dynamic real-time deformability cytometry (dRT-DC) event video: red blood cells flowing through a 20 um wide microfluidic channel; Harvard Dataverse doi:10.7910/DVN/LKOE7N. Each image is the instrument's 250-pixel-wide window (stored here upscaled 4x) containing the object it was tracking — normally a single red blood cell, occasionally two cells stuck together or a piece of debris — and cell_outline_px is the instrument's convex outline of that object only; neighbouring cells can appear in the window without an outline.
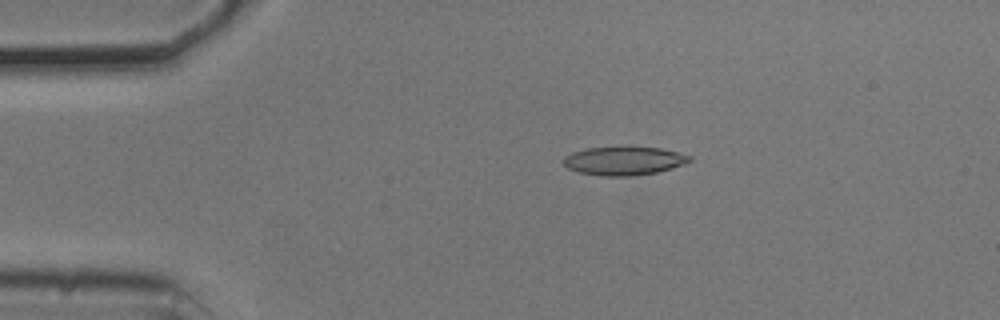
{"species": "common noctule bat (a hibernating species)", "species_latin": "Nyctalus noctula", "temperature_condition": "cold", "stored_images_in_passage": 33, "camera_frame_rate_fps": 3000, "um_per_image_px": 0.085, "animal": {"sex": "male", "body_mass_g": 20.5, "forearm_length_mm": 52.5}, "frame": {"image": 1, "passage_image": 8, "time_ms": 2.333, "image_size_px": [1000, 320], "cell_outline_px": [[692, 160], [684, 164], [672, 168], [656, 172], [632, 176], [600, 176], [580, 172], [568, 168], [564, 164], [564, 156], [572, 152], [588, 148], [632, 144], [660, 148], [692, 156]], "centroid_in_image_um": [53.05, 13.63], "position_along_channel_um": 32.0, "area_um2": 21.62}}
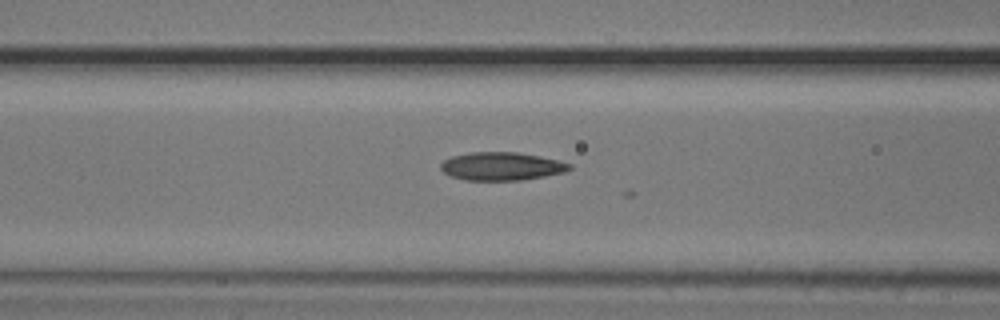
{"frame": {"image": 2, "passage_image": 19, "time_ms": 6.0, "image_size_px": [1000, 320], "cell_outline_px": [[572, 168], [564, 172], [544, 176], [520, 180], [464, 180], [452, 176], [444, 172], [440, 168], [440, 164], [444, 160], [452, 156], [472, 152], [520, 152], [540, 156], [572, 164]], "centroid_in_image_um": [42.63, 14.13], "position_along_channel_um": 124.0, "area_um2": 21.04}}
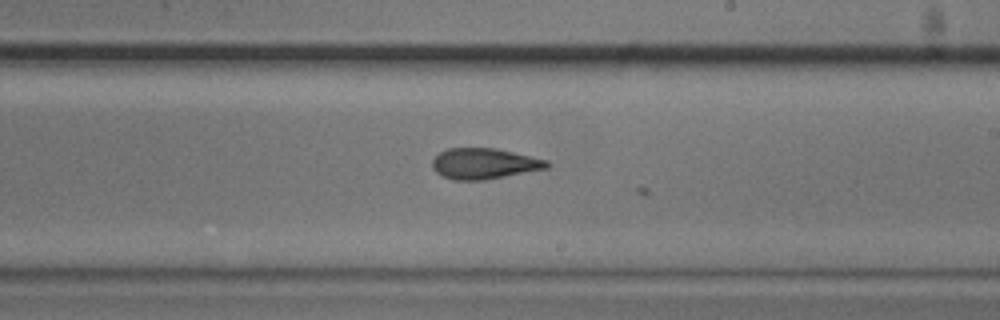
{"frame": {"image": 3, "passage_image": 29, "time_ms": 9.333, "image_size_px": [1000, 320], "cell_outline_px": [[552, 164], [548, 168], [484, 180], [452, 180], [436, 172], [432, 168], [432, 160], [440, 152], [448, 148], [496, 148], [548, 160]], "centroid_in_image_um": [41.17, 13.9], "position_along_channel_um": 247.8, "area_um2": 20.58}}